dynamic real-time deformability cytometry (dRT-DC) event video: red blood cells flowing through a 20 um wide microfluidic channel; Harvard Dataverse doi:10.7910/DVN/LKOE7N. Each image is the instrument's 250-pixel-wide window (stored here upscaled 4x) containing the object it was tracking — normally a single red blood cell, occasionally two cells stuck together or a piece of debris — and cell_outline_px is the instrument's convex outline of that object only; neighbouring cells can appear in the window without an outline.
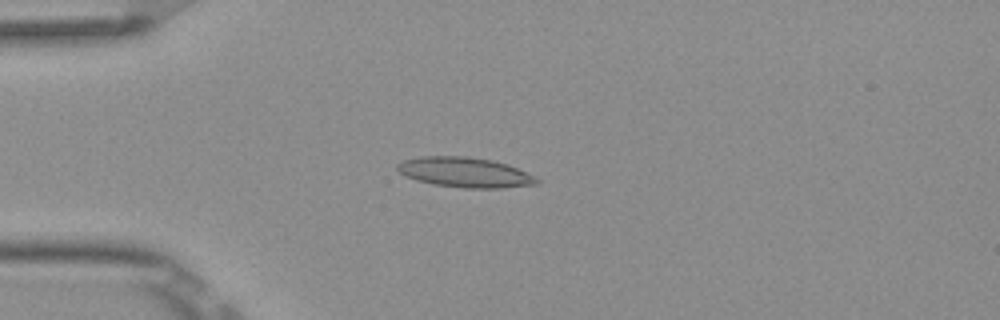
{"species": "Egyptian fruit bat (a non-hibernating species)", "species_latin": "Rousettus aegyptiacus", "temperature_condition": "room temperature", "stored_images_in_passage": 7, "camera_frame_rate_fps": 3000, "um_per_image_px": 0.085, "frame": {"image": 1, "passage_image": 5, "time_ms": 1.333, "image_size_px": [1000, 320], "cell_outline_px": [[540, 184], [504, 188], [464, 188], [432, 184], [416, 180], [404, 176], [396, 168], [396, 164], [404, 160], [420, 156], [468, 156], [492, 160], [508, 164], [540, 180]], "centroid_in_image_um": [39.49, 14.65], "position_along_channel_um": 45.5, "area_um2": 24.51}}
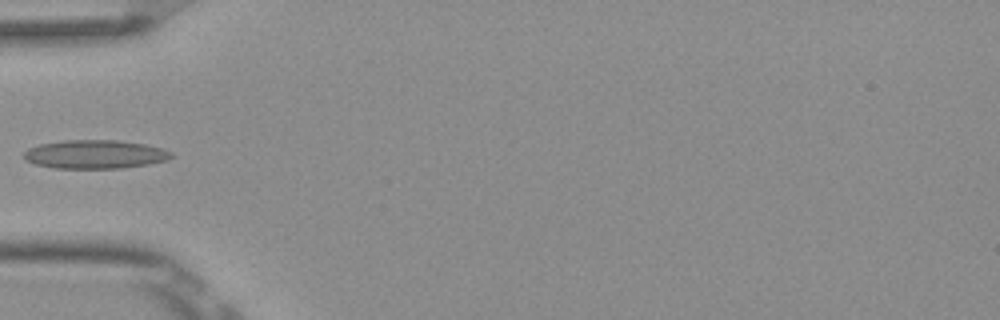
{"frame": {"image": 2, "passage_image": 6, "time_ms": 1.667, "image_size_px": [1000, 320], "cell_outline_px": [[172, 156], [168, 160], [148, 164], [120, 168], [52, 168], [36, 164], [24, 160], [24, 152], [28, 148], [40, 144], [64, 140], [120, 140], [144, 144], [164, 148], [172, 152]], "centroid_in_image_um": [8.08, 13.11], "position_along_channel_um": 76.9, "area_um2": 24.68}}
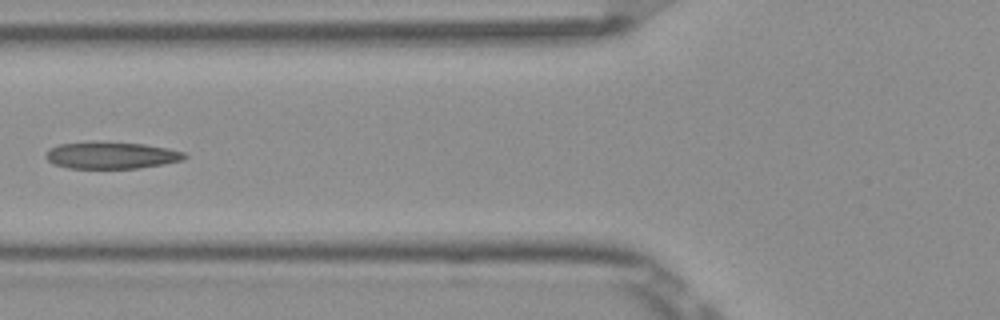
{"frame": {"image": 3, "passage_image": 7, "time_ms": 2.0, "image_size_px": [1000, 320], "cell_outline_px": [[188, 156], [184, 160], [164, 164], [136, 168], [68, 168], [52, 164], [44, 156], [48, 148], [60, 144], [92, 140], [144, 144], [168, 148], [184, 152]], "centroid_in_image_um": [9.43, 13.18], "position_along_channel_um": 116.4, "area_um2": 22.2}}